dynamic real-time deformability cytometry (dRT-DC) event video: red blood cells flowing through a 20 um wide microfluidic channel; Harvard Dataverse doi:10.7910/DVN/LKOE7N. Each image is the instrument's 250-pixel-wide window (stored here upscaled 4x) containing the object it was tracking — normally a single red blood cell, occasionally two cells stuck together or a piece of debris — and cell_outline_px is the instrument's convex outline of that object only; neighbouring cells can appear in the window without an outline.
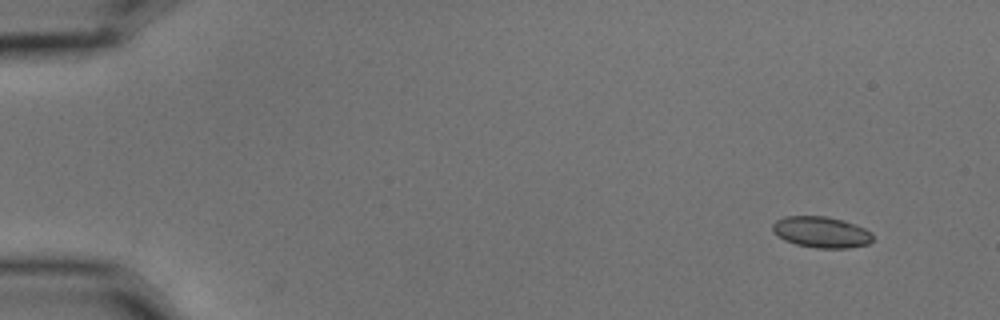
{"species": "common noctule bat (a hibernating species)", "species_latin": "Nyctalus noctula", "temperature_condition": "cold", "stored_images_in_passage": 5, "camera_frame_rate_fps": 3000, "um_per_image_px": 0.085, "animal": {"sex": "male", "body_mass_g": 15.6}, "frame": {"image": 1, "passage_image": 1, "time_ms": 0.0, "image_size_px": [1000, 320], "cell_outline_px": [[872, 240], [868, 244], [848, 248], [816, 248], [796, 244], [784, 240], [772, 232], [772, 224], [776, 220], [784, 216], [824, 216], [856, 224], [872, 232]], "centroid_in_image_um": [69.78, 19.73], "position_along_channel_um": 15.2, "area_um2": 18.21}}
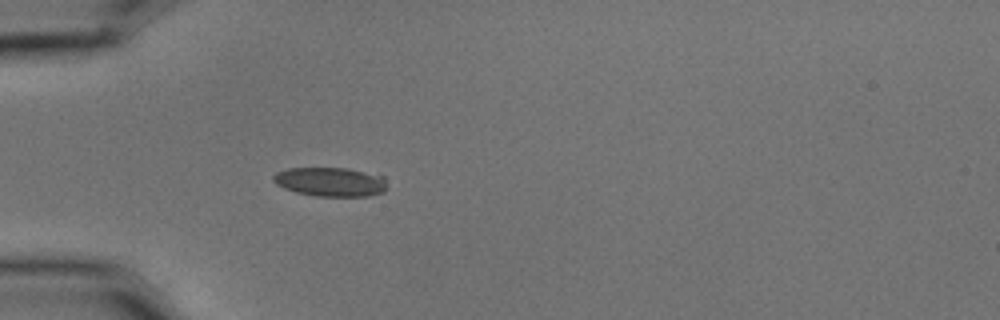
{"frame": {"image": 2, "passage_image": 4, "time_ms": 1.0, "image_size_px": [1000, 320], "cell_outline_px": [[388, 188], [384, 192], [368, 196], [316, 196], [296, 192], [284, 188], [276, 184], [272, 180], [272, 176], [276, 172], [288, 168], [348, 168], [384, 176]], "centroid_in_image_um": [28.1, 15.45], "position_along_channel_um": 56.9, "area_um2": 19.48}}